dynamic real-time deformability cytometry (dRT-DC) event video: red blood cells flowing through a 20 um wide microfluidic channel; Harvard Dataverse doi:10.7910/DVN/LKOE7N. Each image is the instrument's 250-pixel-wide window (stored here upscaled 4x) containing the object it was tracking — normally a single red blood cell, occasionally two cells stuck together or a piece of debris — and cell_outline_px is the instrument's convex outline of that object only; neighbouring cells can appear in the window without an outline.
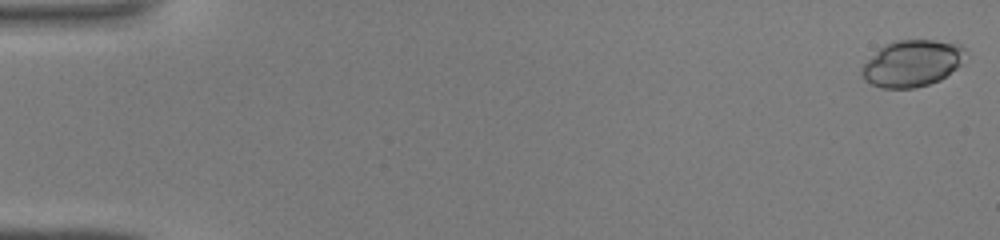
{"species": "common noctule bat (a hibernating species)", "species_latin": "Nyctalus noctula", "temperature_condition": "warm", "stored_images_in_passage": 8, "camera_frame_rate_fps": 3000, "um_per_image_px": 0.085, "animal": {"sex": "male", "body_mass_g": 19.0, "forearm_length_mm": 50.8}, "frame": {"image": 1, "passage_image": 1, "time_ms": 0.0, "image_size_px": [1000, 240], "cell_outline_px": [[964, 48], [960, 64], [956, 68], [940, 80], [928, 84], [912, 88], [880, 88], [864, 80], [860, 72], [864, 64], [884, 44], [896, 40], [932, 40], [960, 44]], "centroid_in_image_um": [77.49, 5.39], "position_along_channel_um": 7.5, "area_um2": 27.74}}